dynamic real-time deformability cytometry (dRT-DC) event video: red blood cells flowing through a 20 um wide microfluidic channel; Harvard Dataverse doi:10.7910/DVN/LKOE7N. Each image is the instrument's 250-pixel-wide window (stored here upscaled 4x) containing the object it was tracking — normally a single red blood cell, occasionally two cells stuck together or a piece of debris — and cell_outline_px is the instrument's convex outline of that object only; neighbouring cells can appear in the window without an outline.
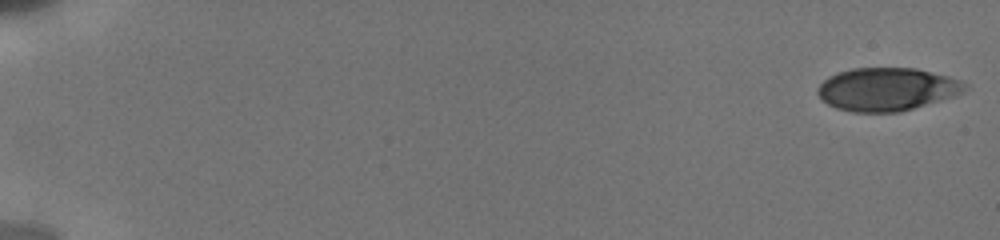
{"species": "human", "species_latin": "Homo sapiens", "temperature_condition": "cold", "stored_images_in_passage": 50, "camera_frame_rate_fps": 3000, "um_per_image_px": 0.085, "donor": {"sex": "male"}, "frame": {"image": 1, "passage_image": 1, "time_ms": 0.0, "image_size_px": [1000, 240], "cell_outline_px": [[968, 88], [964, 92], [956, 96], [900, 112], [852, 112], [836, 108], [828, 104], [816, 92], [816, 88], [828, 76], [852, 68], [916, 68], [948, 76], [960, 80], [968, 84]], "centroid_in_image_um": [75.42, 7.59], "position_along_channel_um": 9.6, "area_um2": 37.11}}
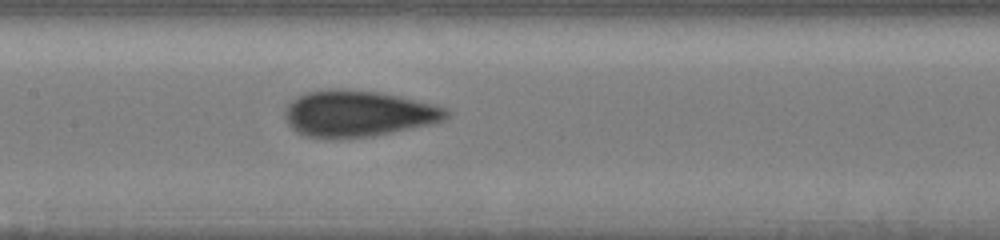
{"frame": {"image": 2, "passage_image": 28, "time_ms": 9.333, "image_size_px": [1000, 240], "cell_outline_px": [[452, 116], [444, 120], [428, 124], [372, 136], [332, 140], [328, 140], [304, 136], [296, 132], [288, 124], [284, 116], [284, 112], [288, 104], [296, 96], [308, 92], [328, 88], [344, 88], [380, 92], [400, 96], [436, 104], [448, 108]], "centroid_in_image_um": [30.41, 9.66], "position_along_channel_um": 177.0, "area_um2": 44.33}}
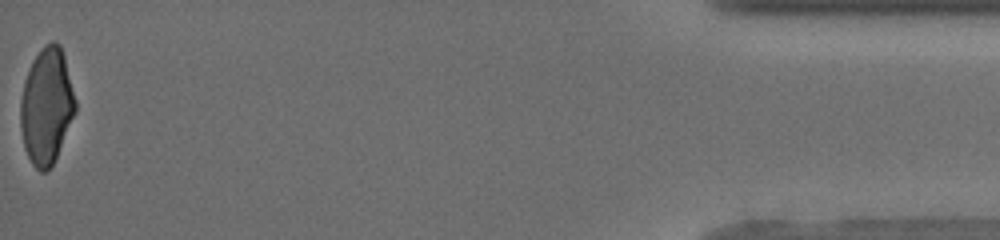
{"frame": {"image": 3, "passage_image": 50, "time_ms": 18.0, "image_size_px": [1000, 240], "cell_outline_px": [[76, 112], [56, 156], [48, 172], [40, 172], [32, 164], [24, 148], [20, 128], [20, 100], [24, 80], [32, 60], [40, 48], [44, 44], [52, 40], [56, 40], [60, 44], [64, 56], [76, 100]], "centroid_in_image_um": [3.94, 8.99], "position_along_channel_um": 431.3, "area_um2": 37.4}, "authors_computed_cell_mechanics": {"area_um2": 39.9976, "velocity_mm_per_s": 3.8565, "shape_relaxation_time_tau1_ms": 4.2747, "shape_relaxation_time_tau2_ms": 0.8542, "deformation_change_tau1": 0.1401, "deformation_change_tau2": 0.0632}}